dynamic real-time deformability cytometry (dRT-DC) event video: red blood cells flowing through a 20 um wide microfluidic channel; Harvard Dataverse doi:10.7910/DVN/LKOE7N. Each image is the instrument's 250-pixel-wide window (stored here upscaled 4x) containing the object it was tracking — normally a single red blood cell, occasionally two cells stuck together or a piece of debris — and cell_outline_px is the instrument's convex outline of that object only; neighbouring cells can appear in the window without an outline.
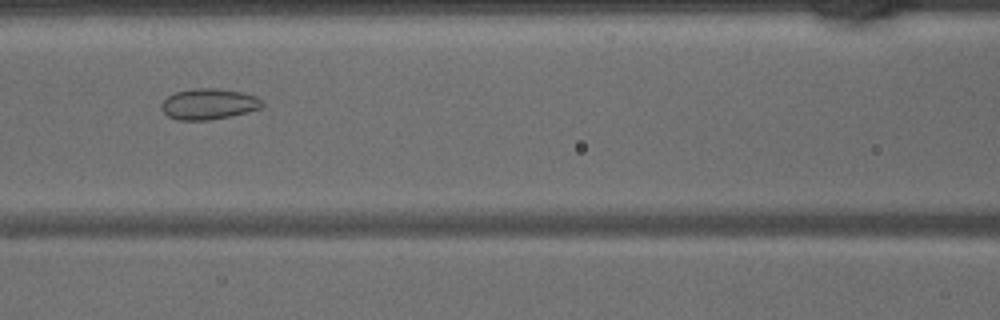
{"species": "common noctule bat (a hibernating species)", "species_latin": "Nyctalus noctula", "temperature_condition": "warm", "stored_images_in_passage": 45, "camera_frame_rate_fps": 3000, "um_per_image_px": 0.085, "animal": {"sex": "male", "body_mass_g": 15.6}, "frame": {"image": 1, "passage_image": 20, "time_ms": 6.333, "image_size_px": [1000, 320], "cell_outline_px": [[264, 104], [260, 108], [248, 112], [208, 120], [176, 120], [168, 116], [160, 108], [160, 104], [168, 96], [176, 92], [192, 88], [216, 88], [240, 92], [256, 96]], "centroid_in_image_um": [17.7, 8.84], "position_along_channel_um": 148.9, "area_um2": 18.03}}
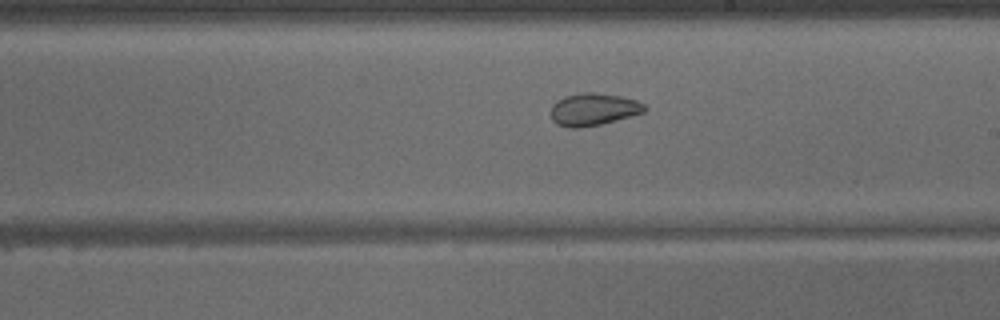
{"frame": {"image": 2, "passage_image": 26, "time_ms": 8.333, "image_size_px": [1000, 320], "cell_outline_px": [[648, 108], [644, 112], [616, 120], [600, 124], [580, 128], [568, 128], [556, 124], [552, 120], [552, 104], [556, 100], [564, 96], [584, 92], [592, 92], [620, 96], [636, 100], [644, 104]], "centroid_in_image_um": [50.42, 9.3], "position_along_channel_um": 238.6, "area_um2": 17.69}}
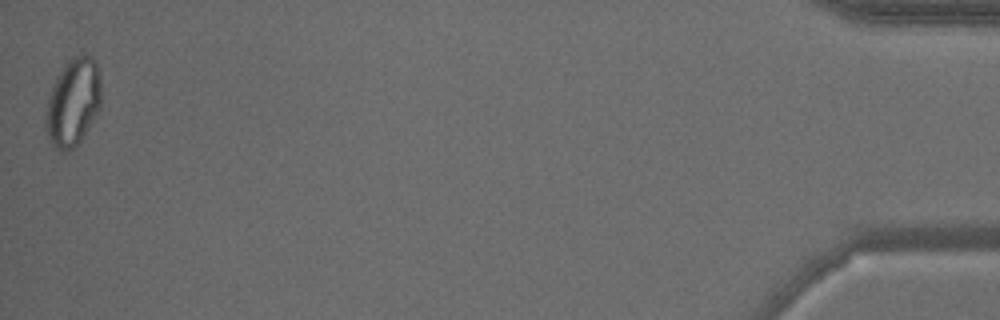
{"frame": {"image": 3, "passage_image": 45, "time_ms": 14.667, "image_size_px": [1000, 320], "cell_outline_px": [[100, 108], [80, 140], [68, 152], [60, 152], [52, 144], [44, 124], [44, 120], [48, 100], [56, 76], [64, 64], [72, 56], [88, 52], [96, 60], [100, 76]], "centroid_in_image_um": [6.21, 8.64], "position_along_channel_um": 429.0, "area_um2": 28.44}}